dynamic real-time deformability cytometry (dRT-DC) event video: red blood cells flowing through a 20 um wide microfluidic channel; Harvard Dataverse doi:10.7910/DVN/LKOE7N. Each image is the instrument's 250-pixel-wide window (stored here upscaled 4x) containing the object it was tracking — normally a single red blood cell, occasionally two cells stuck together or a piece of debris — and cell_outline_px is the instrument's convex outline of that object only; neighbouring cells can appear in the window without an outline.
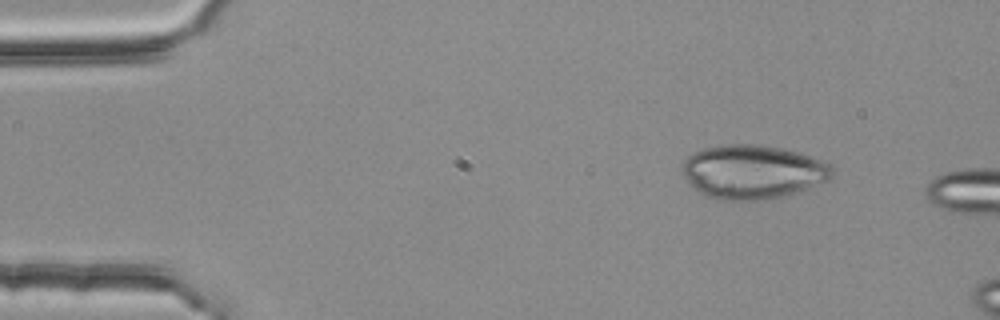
{"species": "common noctule bat (a hibernating species)", "species_latin": "Nyctalus noctula", "temperature_condition": "room temperature", "stored_images_in_passage": 2, "camera_frame_rate_fps": 3000, "um_per_image_px": 0.085, "animal": {"sex": "female", "body_mass_g": 25.1}, "frame": {"image": 1, "passage_image": 1, "time_ms": 0.0, "image_size_px": [1000, 320], "cell_outline_px": [[832, 176], [828, 180], [784, 196], [760, 200], [720, 200], [704, 196], [692, 188], [680, 172], [680, 168], [684, 160], [688, 156], [704, 148], [724, 144], [760, 144], [780, 148], [812, 156], [832, 164]], "centroid_in_image_um": [63.93, 14.61], "position_along_channel_um": 21.1, "area_um2": 47.4}}